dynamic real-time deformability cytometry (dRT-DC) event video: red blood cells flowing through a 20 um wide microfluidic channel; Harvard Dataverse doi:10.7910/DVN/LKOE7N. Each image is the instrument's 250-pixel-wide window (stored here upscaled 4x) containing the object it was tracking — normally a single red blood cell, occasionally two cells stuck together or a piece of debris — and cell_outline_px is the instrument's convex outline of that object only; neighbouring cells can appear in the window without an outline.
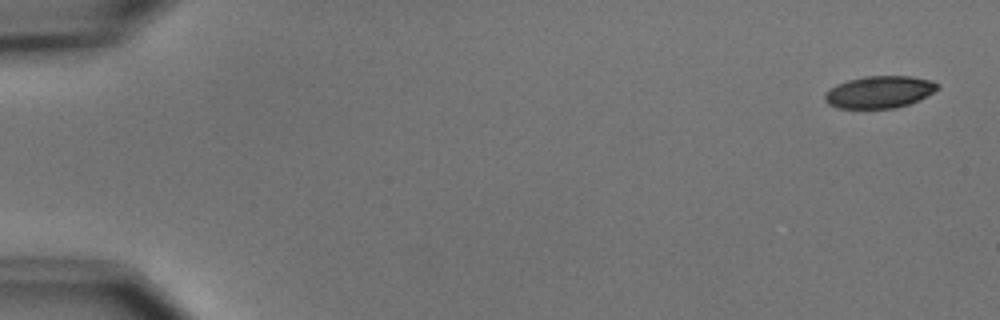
{"species": "common noctule bat (a hibernating species)", "species_latin": "Nyctalus noctula", "temperature_condition": "cold", "stored_images_in_passage": 6, "camera_frame_rate_fps": 3000, "um_per_image_px": 0.085, "animal": {"sex": "male", "body_mass_g": 15.6}, "frame": {"image": 1, "passage_image": 1, "time_ms": 0.0, "image_size_px": [1000, 320], "cell_outline_px": [[940, 88], [908, 104], [896, 108], [836, 108], [828, 104], [824, 100], [824, 92], [836, 84], [848, 80], [864, 76], [912, 76], [932, 80], [940, 84]], "centroid_in_image_um": [74.72, 7.81], "position_along_channel_um": 10.3, "area_um2": 21.15}}
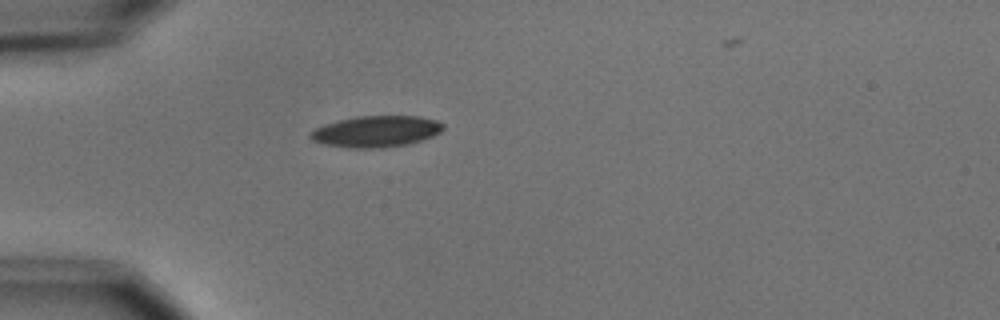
{"frame": {"image": 2, "passage_image": 4, "time_ms": 4.667, "image_size_px": [1000, 320], "cell_outline_px": [[444, 128], [440, 132], [432, 136], [408, 144], [384, 148], [352, 148], [324, 144], [312, 140], [308, 136], [308, 132], [324, 124], [356, 116], [420, 116], [436, 120], [444, 124]], "centroid_in_image_um": [31.96, 11.17], "position_along_channel_um": 53.0, "area_um2": 24.28}}
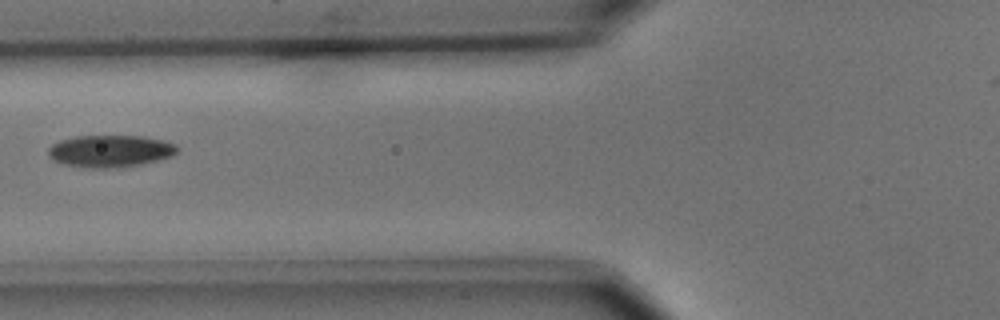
{"frame": {"image": 3, "passage_image": 6, "time_ms": 6.667, "image_size_px": [1000, 320], "cell_outline_px": [[180, 148], [172, 156], [140, 164], [104, 168], [92, 168], [64, 164], [48, 156], [48, 148], [52, 144], [60, 140], [76, 136], [144, 136], [164, 140], [176, 144]], "centroid_in_image_um": [9.38, 12.82], "position_along_channel_um": 116.4, "area_um2": 23.93}}